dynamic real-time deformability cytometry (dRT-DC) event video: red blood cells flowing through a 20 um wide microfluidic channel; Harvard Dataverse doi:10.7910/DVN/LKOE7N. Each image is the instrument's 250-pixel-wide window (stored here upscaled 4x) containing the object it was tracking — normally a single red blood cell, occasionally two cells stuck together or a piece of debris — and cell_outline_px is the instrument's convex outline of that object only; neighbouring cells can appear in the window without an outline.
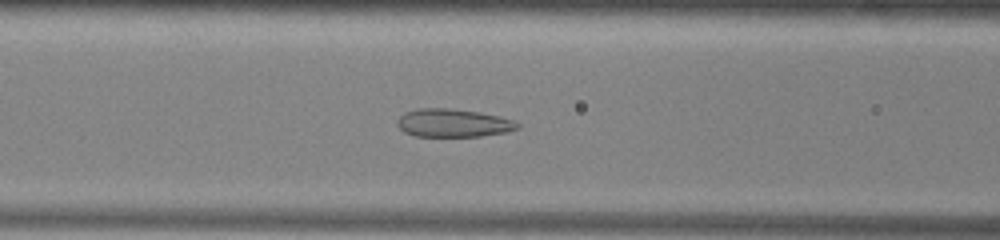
{"species": "common noctule bat (a hibernating species)", "species_latin": "Nyctalus noctula", "temperature_condition": "warm", "stored_images_in_passage": 51, "camera_frame_rate_fps": 3000, "um_per_image_px": 0.085, "animal": {"sex": "male", "body_mass_g": 13.0, "forearm_length_mm": 53.1}, "frame": {"image": 1, "passage_image": 20, "time_ms": 6.333, "image_size_px": [1000, 240], "cell_outline_px": [[520, 128], [508, 132], [480, 136], [416, 136], [404, 132], [396, 124], [396, 120], [404, 112], [416, 108], [448, 108], [480, 112], [500, 116], [512, 120], [520, 124]], "centroid_in_image_um": [38.51, 10.45], "position_along_channel_um": 128.1, "area_um2": 19.88}}
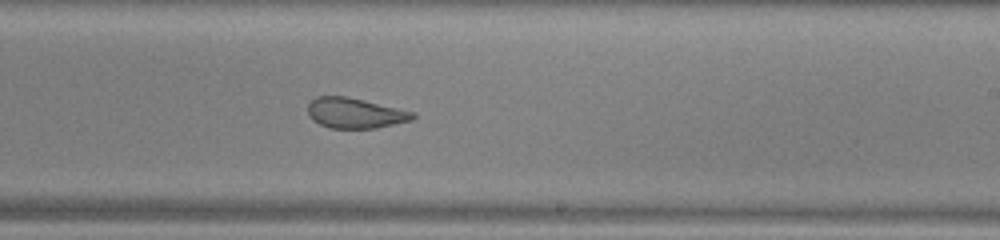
{"frame": {"image": 2, "passage_image": 30, "time_ms": 9.667, "image_size_px": [1000, 240], "cell_outline_px": [[416, 116], [412, 120], [376, 128], [328, 128], [312, 120], [308, 112], [308, 104], [316, 96], [348, 96], [416, 112]], "centroid_in_image_um": [30.19, 9.6], "position_along_channel_um": 258.8, "area_um2": 18.67}}
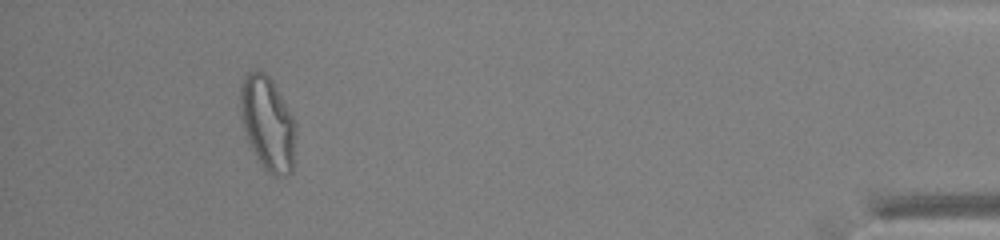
{"frame": {"image": 3, "passage_image": 47, "time_ms": 15.333, "image_size_px": [1000, 240], "cell_outline_px": [[296, 136], [292, 172], [288, 176], [276, 176], [268, 172], [264, 168], [256, 156], [248, 140], [244, 128], [240, 108], [240, 88], [248, 72], [256, 68], [260, 68], [272, 80], [292, 116], [296, 124]], "centroid_in_image_um": [22.77, 10.49], "position_along_channel_um": 412.4, "area_um2": 30.23}, "authors_computed_cell_mechanics": {"area_um2": 24.276, "velocity_mm_per_s": 3.9323, "shape_relaxation_time_tau1_ms": null, "shape_relaxation_time_tau2_ms": 1.2231, "deformation_change_tau1": null, "deformation_change_tau2": 0.0885}}